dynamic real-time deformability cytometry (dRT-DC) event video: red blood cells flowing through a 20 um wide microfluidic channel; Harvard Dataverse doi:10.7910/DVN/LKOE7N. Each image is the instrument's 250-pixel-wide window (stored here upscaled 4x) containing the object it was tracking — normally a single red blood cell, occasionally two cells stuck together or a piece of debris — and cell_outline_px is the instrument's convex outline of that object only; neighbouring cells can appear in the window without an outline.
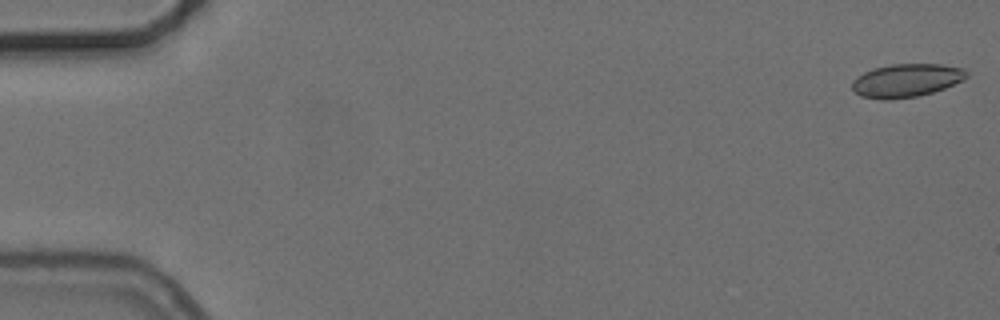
{"species": "common noctule bat (a hibernating species)", "species_latin": "Nyctalus noctula", "temperature_condition": "cold", "stored_images_in_passage": 5, "camera_frame_rate_fps": 3000, "um_per_image_px": 0.085, "animal": {"sex": "female", "body_mass_g": 24.6, "forearm_length_mm": 56.2}, "frame": {"image": 1, "passage_image": 1, "time_ms": 0.0, "image_size_px": [1000, 320], "cell_outline_px": [[968, 76], [964, 80], [944, 88], [932, 92], [916, 96], [888, 100], [860, 96], [852, 88], [852, 80], [856, 76], [872, 68], [892, 64], [940, 64], [964, 68], [968, 72]], "centroid_in_image_um": [77.04, 6.82], "position_along_channel_um": 8.0, "area_um2": 22.25}}
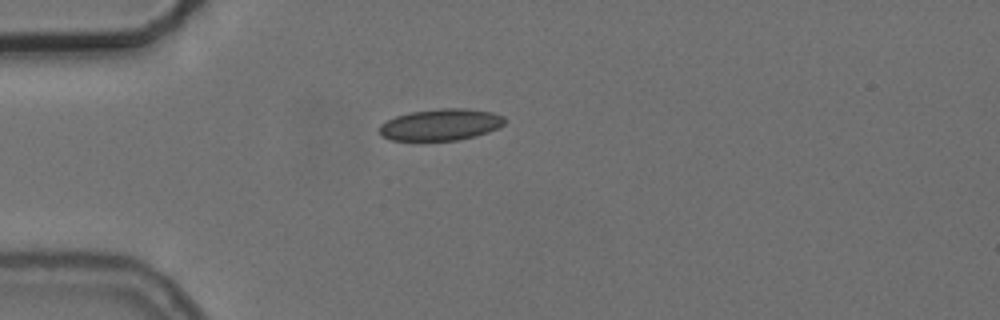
{"frame": {"image": 2, "passage_image": 5, "time_ms": 4.667, "image_size_px": [1000, 320], "cell_outline_px": [[504, 124], [488, 132], [476, 136], [460, 140], [388, 140], [380, 136], [380, 124], [396, 116], [408, 112], [440, 108], [464, 108], [492, 112], [504, 116]], "centroid_in_image_um": [37.44, 10.59], "position_along_channel_um": 47.6, "area_um2": 23.12}}